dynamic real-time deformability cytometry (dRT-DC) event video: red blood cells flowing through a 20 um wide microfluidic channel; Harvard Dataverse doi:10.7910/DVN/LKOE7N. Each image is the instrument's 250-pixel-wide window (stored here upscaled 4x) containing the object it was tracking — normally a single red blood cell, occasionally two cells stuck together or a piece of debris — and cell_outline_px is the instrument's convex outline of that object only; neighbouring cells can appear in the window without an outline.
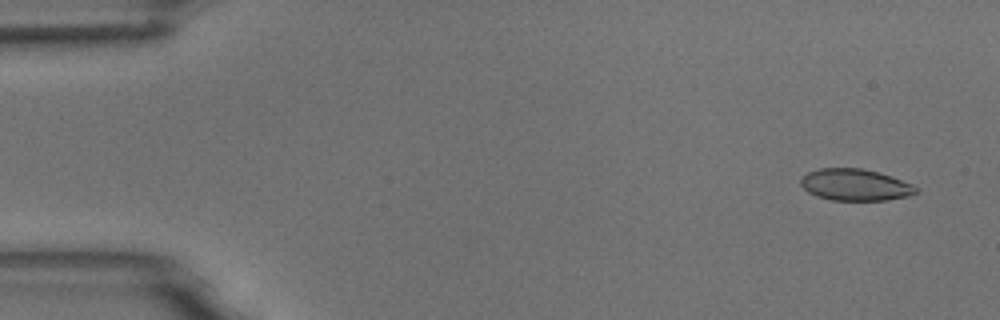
{"species": "common noctule bat (a hibernating species)", "species_latin": "Nyctalus noctula", "temperature_condition": "room temperature", "stored_images_in_passage": 4, "camera_frame_rate_fps": 3000, "um_per_image_px": 0.085, "animal": {"sex": "male", "body_mass_g": 18.8}, "frame": {"image": 1, "passage_image": 1, "time_ms": 0.0, "image_size_px": [1000, 320], "cell_outline_px": [[920, 188], [916, 192], [908, 196], [888, 200], [832, 200], [816, 196], [808, 192], [800, 184], [800, 180], [808, 172], [820, 168], [860, 168], [876, 172], [912, 184]], "centroid_in_image_um": [72.67, 15.72], "position_along_channel_um": 12.3, "area_um2": 21.04}}